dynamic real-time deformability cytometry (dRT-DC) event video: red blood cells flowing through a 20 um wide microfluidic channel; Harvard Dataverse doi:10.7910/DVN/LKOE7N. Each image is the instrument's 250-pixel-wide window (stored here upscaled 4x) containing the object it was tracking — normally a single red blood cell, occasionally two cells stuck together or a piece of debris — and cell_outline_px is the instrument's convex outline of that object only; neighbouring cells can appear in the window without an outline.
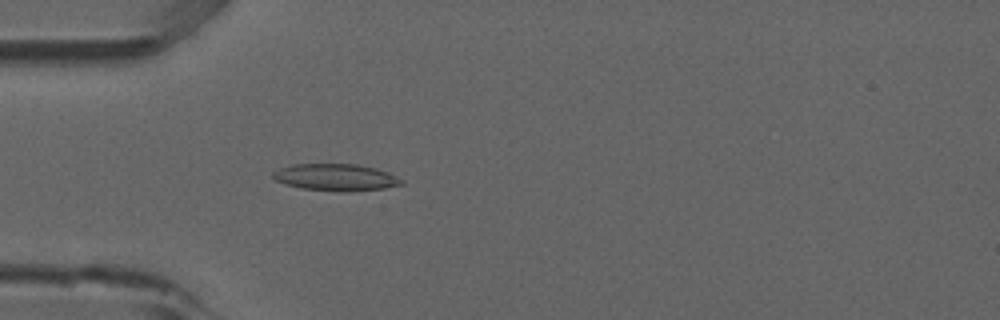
{"species": "common noctule bat (a hibernating species)", "species_latin": "Nyctalus noctula", "temperature_condition": "room temperature", "stored_images_in_passage": 53, "camera_frame_rate_fps": 3000, "um_per_image_px": 0.085, "animal": {"sex": "male", "forearm_length_mm": 52.5}, "frame": {"image": 1, "passage_image": 16, "time_ms": 5.0, "image_size_px": [1000, 320], "cell_outline_px": [[404, 184], [384, 188], [348, 192], [340, 192], [300, 188], [284, 184], [276, 180], [272, 176], [272, 172], [280, 168], [292, 164], [356, 164], [376, 168], [388, 172], [404, 180]], "centroid_in_image_um": [28.55, 15.08], "position_along_channel_um": 56.5, "area_um2": 20.35}}
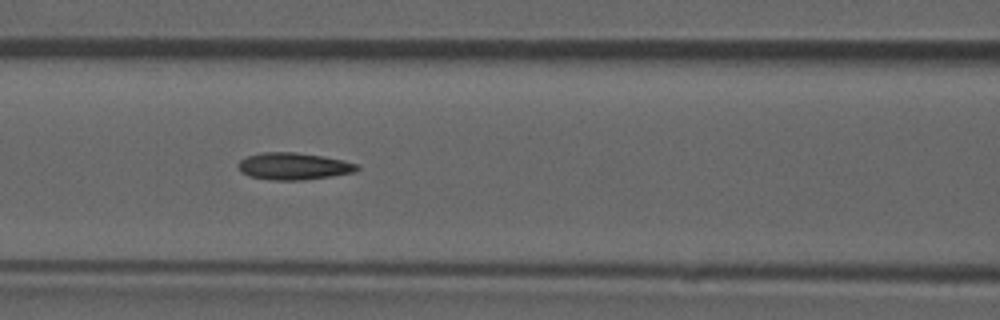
{"frame": {"image": 2, "passage_image": 23, "time_ms": 7.333, "image_size_px": [1000, 320], "cell_outline_px": [[360, 168], [356, 172], [332, 176], [304, 180], [272, 180], [248, 176], [240, 172], [236, 164], [240, 160], [248, 156], [260, 152], [296, 152], [324, 156], [344, 160], [360, 164]], "centroid_in_image_um": [24.97, 14.13], "position_along_channel_um": 141.6, "area_um2": 19.07}}
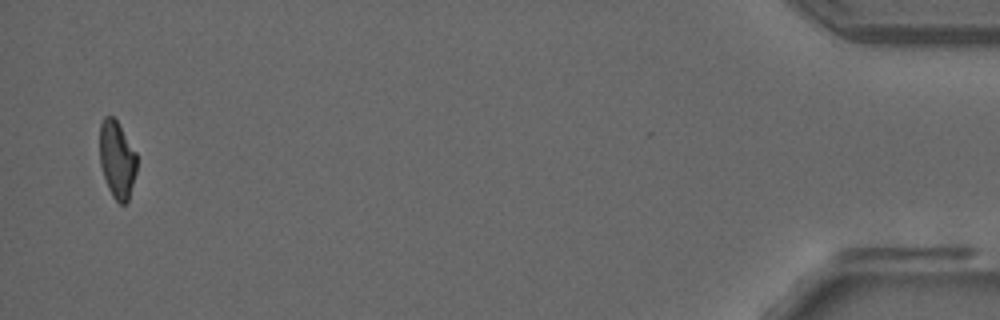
{"frame": {"image": 3, "passage_image": 52, "time_ms": 17.0, "image_size_px": [1000, 320], "cell_outline_px": [[136, 172], [128, 200], [124, 204], [120, 204], [112, 196], [108, 188], [100, 164], [100, 124], [104, 116], [112, 116], [116, 120], [136, 152]], "centroid_in_image_um": [9.94, 13.56], "position_along_channel_um": 425.3, "area_um2": 16.53}, "authors_computed_cell_mechanics": {"area_um2": 18.2648, "velocity_mm_per_s": 3.8652, "shape_relaxation_time_tau1_ms": null, "shape_relaxation_time_tau2_ms": 4.0457, "deformation_change_tau1": null, "deformation_change_tau2": 0.1296}}